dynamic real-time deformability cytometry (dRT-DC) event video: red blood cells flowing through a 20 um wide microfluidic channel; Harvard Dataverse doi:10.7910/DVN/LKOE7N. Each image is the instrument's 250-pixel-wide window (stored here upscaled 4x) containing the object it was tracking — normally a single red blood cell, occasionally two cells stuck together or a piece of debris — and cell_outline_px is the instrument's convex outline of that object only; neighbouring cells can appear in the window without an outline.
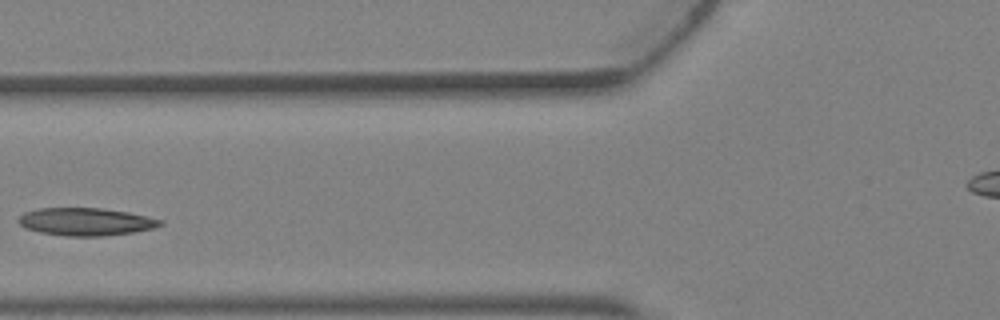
{"species": "Egyptian fruit bat (a non-hibernating species)", "species_latin": "Rousettus aegyptiacus", "temperature_condition": "warm", "stored_images_in_passage": 3, "camera_frame_rate_fps": 3000, "um_per_image_px": 0.085, "animal": {"sex": "female"}, "frame": {"image": 1, "passage_image": 3, "time_ms": 0.667, "image_size_px": [1000, 320], "cell_outline_px": [[164, 224], [152, 228], [132, 232], [104, 236], [64, 236], [40, 232], [24, 228], [16, 220], [24, 212], [40, 208], [100, 208], [128, 212], [148, 216], [164, 220]], "centroid_in_image_um": [7.28, 18.84], "position_along_channel_um": 118.5, "area_um2": 22.95}}